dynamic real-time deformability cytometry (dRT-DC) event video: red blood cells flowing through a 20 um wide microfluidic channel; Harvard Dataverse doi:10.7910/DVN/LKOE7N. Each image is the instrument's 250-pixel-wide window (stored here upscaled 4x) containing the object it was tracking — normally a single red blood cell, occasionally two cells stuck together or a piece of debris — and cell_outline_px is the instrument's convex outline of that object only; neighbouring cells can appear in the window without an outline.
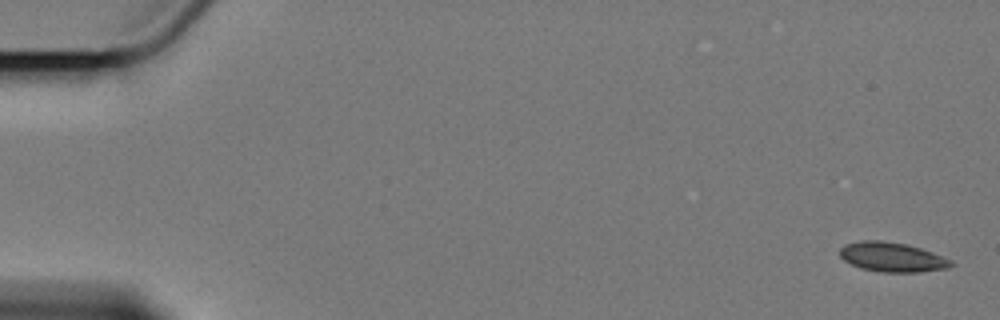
{"species": "Egyptian fruit bat (a non-hibernating species)", "species_latin": "Rousettus aegyptiacus", "temperature_condition": "cold", "stored_images_in_passage": 6, "camera_frame_rate_fps": 3000, "um_per_image_px": 0.085, "animal": {"sex": "female"}, "frame": {"image": 1, "passage_image": 1, "time_ms": 0.0, "image_size_px": [1000, 320], "cell_outline_px": [[956, 264], [948, 268], [920, 272], [880, 272], [860, 268], [844, 260], [840, 256], [840, 248], [844, 244], [860, 240], [880, 240], [904, 244], [920, 248], [932, 252], [952, 260]], "centroid_in_image_um": [75.83, 21.85], "position_along_channel_um": 9.2, "area_um2": 19.19}}
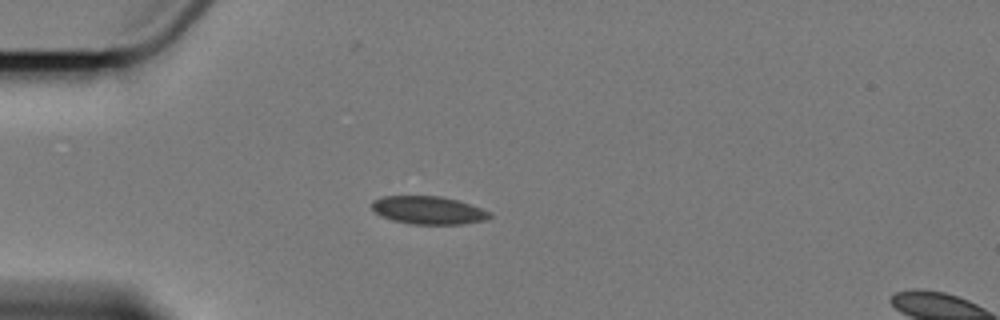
{"frame": {"image": 2, "passage_image": 5, "time_ms": 5.0, "image_size_px": [1000, 320], "cell_outline_px": [[492, 216], [484, 220], [460, 224], [408, 224], [392, 220], [380, 216], [372, 208], [372, 200], [380, 196], [440, 196], [456, 200], [492, 212]], "centroid_in_image_um": [36.37, 17.87], "position_along_channel_um": 48.6, "area_um2": 19.19}}